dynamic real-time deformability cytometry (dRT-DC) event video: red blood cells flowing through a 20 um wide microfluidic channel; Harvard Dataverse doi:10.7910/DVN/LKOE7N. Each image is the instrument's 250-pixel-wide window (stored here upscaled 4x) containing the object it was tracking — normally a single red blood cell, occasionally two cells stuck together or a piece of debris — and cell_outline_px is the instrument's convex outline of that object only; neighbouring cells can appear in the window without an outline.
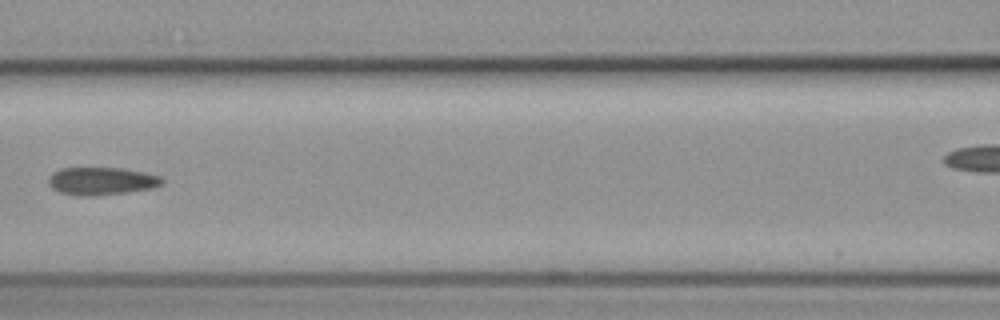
{"species": "common noctule bat (a hibernating species)", "species_latin": "Nyctalus noctula", "temperature_condition": "cold", "stored_images_in_passage": 7, "camera_frame_rate_fps": 3000, "um_per_image_px": 0.085, "animal": {"sex": "female", "body_mass_g": 19.3, "forearm_length_mm": 54.1}, "frame": {"image": 1, "passage_image": 6, "time_ms": 7.0, "image_size_px": [1000, 320], "cell_outline_px": [[164, 184], [152, 188], [124, 192], [88, 196], [76, 196], [60, 192], [52, 188], [48, 184], [48, 180], [52, 172], [60, 168], [120, 168], [144, 172], [160, 176], [164, 180]], "centroid_in_image_um": [8.61, 15.38], "position_along_channel_um": 158.0, "area_um2": 18.32}}
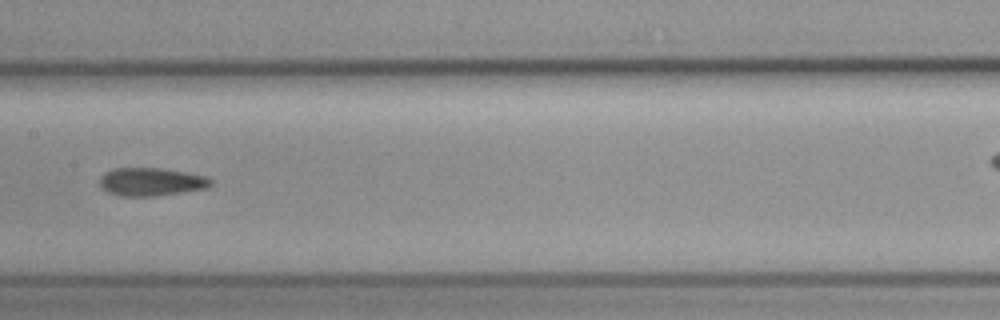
{"frame": {"image": 2, "passage_image": 7, "time_ms": 8.0, "image_size_px": [1000, 320], "cell_outline_px": [[212, 184], [208, 188], [156, 196], [120, 196], [108, 192], [100, 188], [100, 176], [104, 172], [112, 168], [160, 168], [208, 176], [212, 180]], "centroid_in_image_um": [12.83, 15.45], "position_along_channel_um": 194.6, "area_um2": 18.38}}